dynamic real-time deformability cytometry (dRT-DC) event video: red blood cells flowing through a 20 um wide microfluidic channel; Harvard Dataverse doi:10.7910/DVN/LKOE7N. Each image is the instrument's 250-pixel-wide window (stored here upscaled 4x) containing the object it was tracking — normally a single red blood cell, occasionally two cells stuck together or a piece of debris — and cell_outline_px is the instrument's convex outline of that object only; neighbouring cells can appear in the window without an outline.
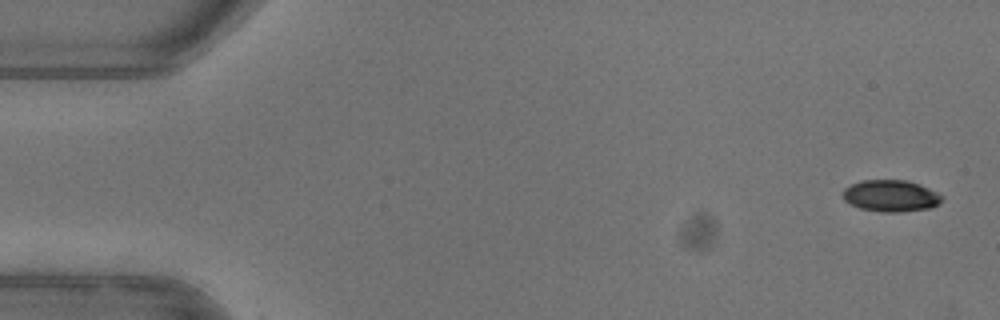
{"species": "common noctule bat (a hibernating species)", "species_latin": "Nyctalus noctula", "temperature_condition": "warm", "stored_images_in_passage": 25, "camera_frame_rate_fps": 3000, "um_per_image_px": 0.085, "animal": {"sex": "female"}, "frame": {"image": 1, "passage_image": 1, "time_ms": 0.0, "image_size_px": [1000, 320], "cell_outline_px": [[944, 196], [940, 204], [932, 208], [900, 212], [880, 212], [860, 208], [844, 200], [844, 188], [860, 180], [908, 180], [920, 184]], "centroid_in_image_um": [75.76, 16.65], "position_along_channel_um": 9.2, "area_um2": 18.38}}
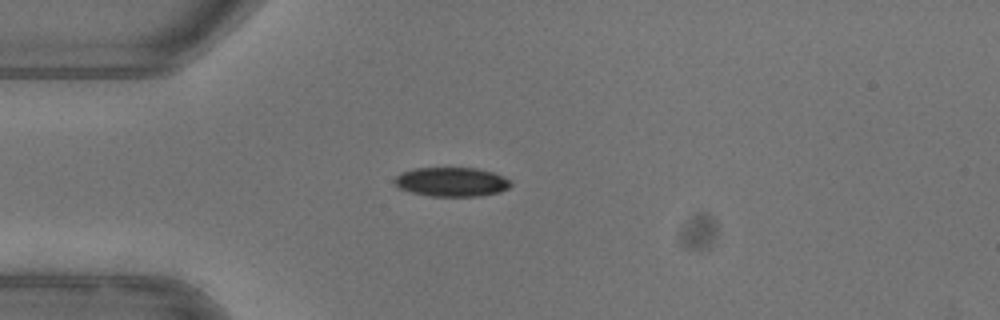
{"frame": {"image": 2, "passage_image": 13, "time_ms": 4.0, "image_size_px": [1000, 320], "cell_outline_px": [[512, 184], [508, 188], [500, 192], [480, 196], [432, 196], [412, 192], [400, 188], [392, 180], [396, 176], [412, 168], [476, 168], [492, 172], [504, 176], [512, 180]], "centroid_in_image_um": [38.43, 15.46], "position_along_channel_um": 46.6, "area_um2": 19.77}}
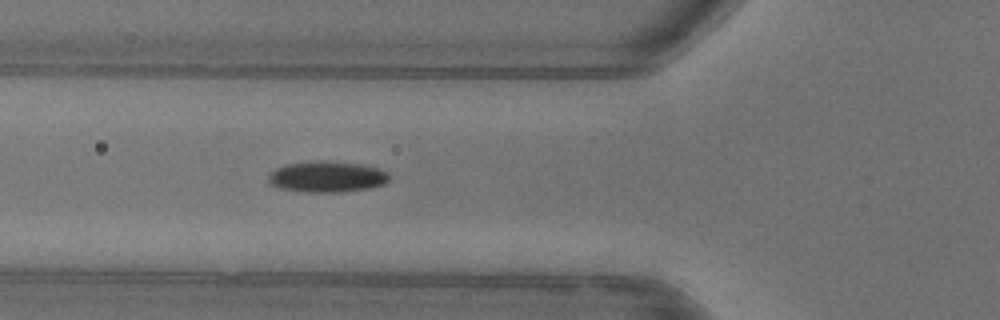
{"frame": {"image": 3, "passage_image": 18, "time_ms": 5.667, "image_size_px": [1000, 320], "cell_outline_px": [[388, 180], [384, 184], [368, 188], [336, 192], [308, 192], [280, 188], [272, 184], [268, 180], [268, 176], [276, 168], [284, 164], [308, 160], [328, 160], [364, 164], [380, 168], [388, 172]], "centroid_in_image_um": [27.8, 14.99], "position_along_channel_um": 98.0, "area_um2": 22.08}}